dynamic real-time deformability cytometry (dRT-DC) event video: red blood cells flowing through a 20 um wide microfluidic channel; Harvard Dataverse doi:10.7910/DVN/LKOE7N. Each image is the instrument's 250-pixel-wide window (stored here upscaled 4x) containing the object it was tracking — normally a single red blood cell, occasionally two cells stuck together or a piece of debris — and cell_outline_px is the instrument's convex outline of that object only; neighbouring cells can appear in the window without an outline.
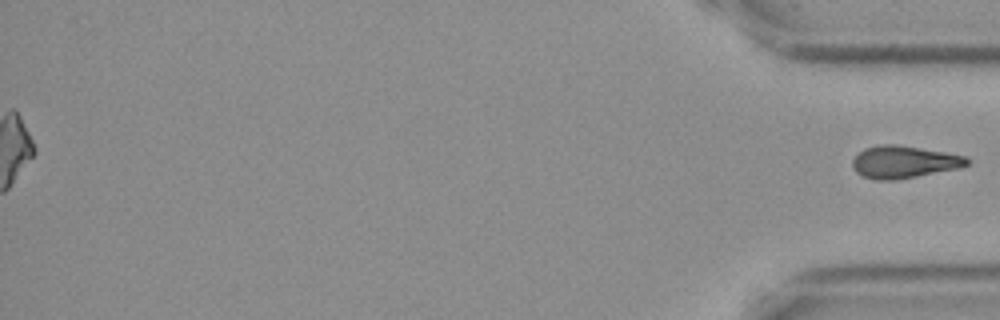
{"species": "Egyptian fruit bat (a non-hibernating species)", "species_latin": "Rousettus aegyptiacus", "temperature_condition": "cold", "stored_images_in_passage": 44, "segment_of_instrument_passage": [2, 2], "camera_frame_rate_fps": 3000, "um_per_image_px": 0.085, "frame": {"image": 1, "passage_image": 44, "time_ms": 14.333, "image_size_px": [1000, 320], "cell_outline_px": [[972, 160], [968, 164], [960, 168], [916, 176], [892, 180], [876, 180], [864, 176], [856, 172], [852, 168], [852, 160], [864, 148], [880, 144], [896, 144], [968, 156]], "centroid_in_image_um": [76.85, 13.76], "position_along_channel_um": 358.3, "area_um2": 21.56}}